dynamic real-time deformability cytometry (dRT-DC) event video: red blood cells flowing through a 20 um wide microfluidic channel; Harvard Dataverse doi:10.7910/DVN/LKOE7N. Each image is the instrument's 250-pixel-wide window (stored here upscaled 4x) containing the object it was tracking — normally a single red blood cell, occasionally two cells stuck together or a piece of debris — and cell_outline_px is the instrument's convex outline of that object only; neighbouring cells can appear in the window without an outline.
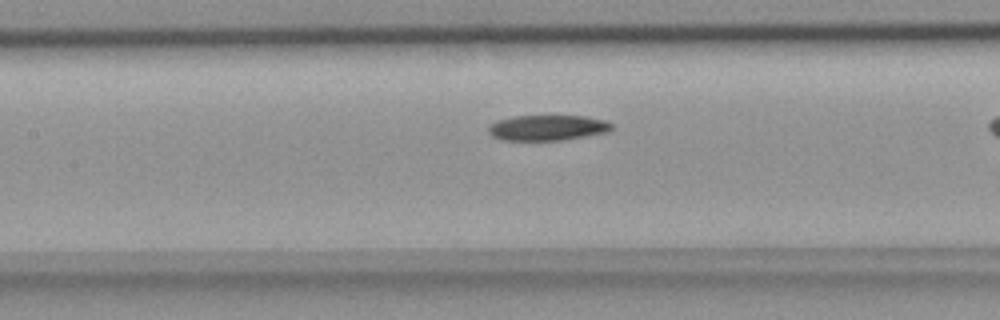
{"species": "common noctule bat (a hibernating species)", "species_latin": "Nyctalus noctula", "temperature_condition": "room temperature", "stored_images_in_passage": 32, "camera_frame_rate_fps": 3000, "um_per_image_px": 0.085, "animal": {"sex": "female", "body_mass_g": 18.4}, "frame": {"image": 1, "passage_image": 15, "time_ms": 4.667, "image_size_px": [1000, 320], "cell_outline_px": [[612, 128], [608, 132], [564, 140], [504, 140], [492, 136], [488, 132], [488, 124], [496, 120], [512, 116], [584, 116], [608, 120], [612, 124]], "centroid_in_image_um": [46.53, 10.85], "position_along_channel_um": 160.9, "area_um2": 18.5}}
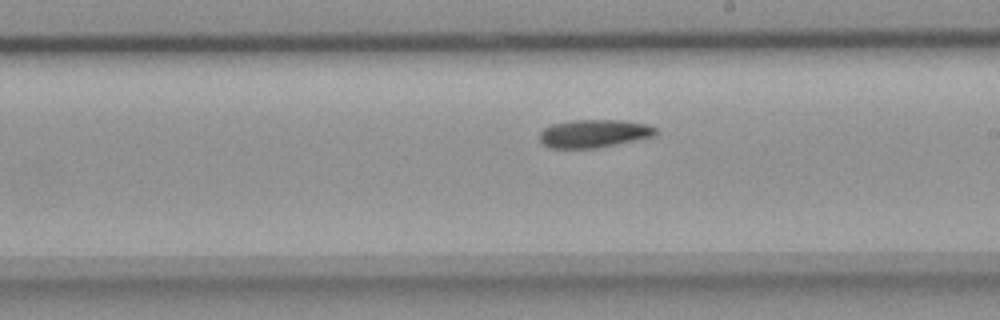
{"frame": {"image": 2, "passage_image": 21, "time_ms": 6.667, "image_size_px": [1000, 320], "cell_outline_px": [[656, 136], [596, 148], [552, 148], [544, 144], [540, 140], [540, 132], [544, 128], [552, 124], [572, 120], [624, 120], [648, 124], [656, 128]], "centroid_in_image_um": [50.51, 11.34], "position_along_channel_um": 238.5, "area_um2": 18.96}}
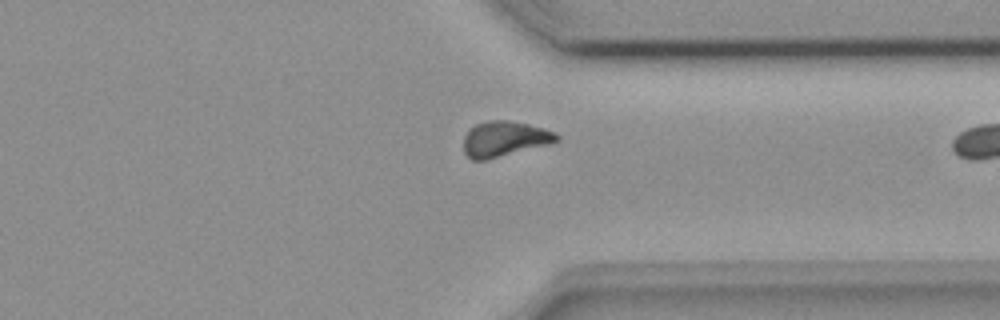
{"frame": {"image": 3, "passage_image": 31, "time_ms": 10.0, "image_size_px": [1000, 320], "cell_outline_px": [[560, 140], [548, 144], [488, 160], [472, 160], [464, 152], [464, 136], [476, 124], [488, 120], [508, 120], [528, 124], [544, 128], [556, 132], [560, 136]], "centroid_in_image_um": [42.9, 11.81], "position_along_channel_um": 368.5, "area_um2": 19.19}}